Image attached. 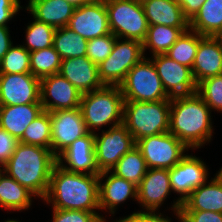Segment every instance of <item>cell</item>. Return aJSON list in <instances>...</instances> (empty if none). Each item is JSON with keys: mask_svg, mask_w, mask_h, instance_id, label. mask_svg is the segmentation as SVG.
<instances>
[{"mask_svg": "<svg viewBox=\"0 0 222 222\" xmlns=\"http://www.w3.org/2000/svg\"><path fill=\"white\" fill-rule=\"evenodd\" d=\"M189 28H175L165 25H152L147 30L145 40L142 42L143 53L146 49L152 50V56L165 54Z\"/></svg>", "mask_w": 222, "mask_h": 222, "instance_id": "obj_28", "label": "cell"}, {"mask_svg": "<svg viewBox=\"0 0 222 222\" xmlns=\"http://www.w3.org/2000/svg\"><path fill=\"white\" fill-rule=\"evenodd\" d=\"M211 119V109L197 93L171 98L169 132L189 149L211 141Z\"/></svg>", "mask_w": 222, "mask_h": 222, "instance_id": "obj_2", "label": "cell"}, {"mask_svg": "<svg viewBox=\"0 0 222 222\" xmlns=\"http://www.w3.org/2000/svg\"><path fill=\"white\" fill-rule=\"evenodd\" d=\"M115 222H123V221H122L121 219H119V220H117V219H116V221H115Z\"/></svg>", "mask_w": 222, "mask_h": 222, "instance_id": "obj_51", "label": "cell"}, {"mask_svg": "<svg viewBox=\"0 0 222 222\" xmlns=\"http://www.w3.org/2000/svg\"><path fill=\"white\" fill-rule=\"evenodd\" d=\"M197 94L210 109L222 111V74L209 77L197 85Z\"/></svg>", "mask_w": 222, "mask_h": 222, "instance_id": "obj_36", "label": "cell"}, {"mask_svg": "<svg viewBox=\"0 0 222 222\" xmlns=\"http://www.w3.org/2000/svg\"><path fill=\"white\" fill-rule=\"evenodd\" d=\"M147 170L146 161L139 148L135 146L116 163L111 172L138 186Z\"/></svg>", "mask_w": 222, "mask_h": 222, "instance_id": "obj_30", "label": "cell"}, {"mask_svg": "<svg viewBox=\"0 0 222 222\" xmlns=\"http://www.w3.org/2000/svg\"><path fill=\"white\" fill-rule=\"evenodd\" d=\"M51 132L50 113L43 111L26 128L19 142L28 145H37L51 150Z\"/></svg>", "mask_w": 222, "mask_h": 222, "instance_id": "obj_33", "label": "cell"}, {"mask_svg": "<svg viewBox=\"0 0 222 222\" xmlns=\"http://www.w3.org/2000/svg\"><path fill=\"white\" fill-rule=\"evenodd\" d=\"M110 174V175H108ZM105 177L107 179H105ZM105 182L102 183V180ZM137 185L118 177L111 171H103L99 174V207L100 210L108 209L111 214H115V209L119 204L128 198L137 200Z\"/></svg>", "mask_w": 222, "mask_h": 222, "instance_id": "obj_20", "label": "cell"}, {"mask_svg": "<svg viewBox=\"0 0 222 222\" xmlns=\"http://www.w3.org/2000/svg\"><path fill=\"white\" fill-rule=\"evenodd\" d=\"M59 74L82 94L98 90L104 86L98 76V65L87 56L63 59Z\"/></svg>", "mask_w": 222, "mask_h": 222, "instance_id": "obj_19", "label": "cell"}, {"mask_svg": "<svg viewBox=\"0 0 222 222\" xmlns=\"http://www.w3.org/2000/svg\"><path fill=\"white\" fill-rule=\"evenodd\" d=\"M53 209L83 210L97 213L99 207V175L70 172L55 164L43 199Z\"/></svg>", "mask_w": 222, "mask_h": 222, "instance_id": "obj_1", "label": "cell"}, {"mask_svg": "<svg viewBox=\"0 0 222 222\" xmlns=\"http://www.w3.org/2000/svg\"><path fill=\"white\" fill-rule=\"evenodd\" d=\"M193 190L183 201L180 211H209L222 213V182L215 176Z\"/></svg>", "mask_w": 222, "mask_h": 222, "instance_id": "obj_23", "label": "cell"}, {"mask_svg": "<svg viewBox=\"0 0 222 222\" xmlns=\"http://www.w3.org/2000/svg\"><path fill=\"white\" fill-rule=\"evenodd\" d=\"M149 26L165 25L189 28V21L175 0H147L142 3Z\"/></svg>", "mask_w": 222, "mask_h": 222, "instance_id": "obj_22", "label": "cell"}, {"mask_svg": "<svg viewBox=\"0 0 222 222\" xmlns=\"http://www.w3.org/2000/svg\"><path fill=\"white\" fill-rule=\"evenodd\" d=\"M19 140L9 134L7 131L0 129V169L8 162L13 155Z\"/></svg>", "mask_w": 222, "mask_h": 222, "instance_id": "obj_39", "label": "cell"}, {"mask_svg": "<svg viewBox=\"0 0 222 222\" xmlns=\"http://www.w3.org/2000/svg\"><path fill=\"white\" fill-rule=\"evenodd\" d=\"M124 101L153 102L171 100L162 85L153 62L145 57L137 63L119 85Z\"/></svg>", "mask_w": 222, "mask_h": 222, "instance_id": "obj_7", "label": "cell"}, {"mask_svg": "<svg viewBox=\"0 0 222 222\" xmlns=\"http://www.w3.org/2000/svg\"><path fill=\"white\" fill-rule=\"evenodd\" d=\"M123 222H171V218H166L161 213L155 211H137L126 217L120 218Z\"/></svg>", "mask_w": 222, "mask_h": 222, "instance_id": "obj_41", "label": "cell"}, {"mask_svg": "<svg viewBox=\"0 0 222 222\" xmlns=\"http://www.w3.org/2000/svg\"><path fill=\"white\" fill-rule=\"evenodd\" d=\"M81 97L82 93L59 73L40 80V103L44 111L80 108Z\"/></svg>", "mask_w": 222, "mask_h": 222, "instance_id": "obj_14", "label": "cell"}, {"mask_svg": "<svg viewBox=\"0 0 222 222\" xmlns=\"http://www.w3.org/2000/svg\"><path fill=\"white\" fill-rule=\"evenodd\" d=\"M42 104H24L0 107L1 129L7 131L18 140L23 136L26 128L42 112Z\"/></svg>", "mask_w": 222, "mask_h": 222, "instance_id": "obj_24", "label": "cell"}, {"mask_svg": "<svg viewBox=\"0 0 222 222\" xmlns=\"http://www.w3.org/2000/svg\"><path fill=\"white\" fill-rule=\"evenodd\" d=\"M35 196L24 186L0 169V207L6 210L22 211L31 207Z\"/></svg>", "mask_w": 222, "mask_h": 222, "instance_id": "obj_26", "label": "cell"}, {"mask_svg": "<svg viewBox=\"0 0 222 222\" xmlns=\"http://www.w3.org/2000/svg\"><path fill=\"white\" fill-rule=\"evenodd\" d=\"M57 164L67 171L99 175L94 151V133L76 139L57 157ZM68 165H65V163Z\"/></svg>", "mask_w": 222, "mask_h": 222, "instance_id": "obj_17", "label": "cell"}, {"mask_svg": "<svg viewBox=\"0 0 222 222\" xmlns=\"http://www.w3.org/2000/svg\"><path fill=\"white\" fill-rule=\"evenodd\" d=\"M116 39L117 37L110 33L88 40L86 56L99 65L111 54Z\"/></svg>", "mask_w": 222, "mask_h": 222, "instance_id": "obj_37", "label": "cell"}, {"mask_svg": "<svg viewBox=\"0 0 222 222\" xmlns=\"http://www.w3.org/2000/svg\"><path fill=\"white\" fill-rule=\"evenodd\" d=\"M33 22L27 26L26 43L22 46L29 52L41 50L53 46V38L56 28L33 18Z\"/></svg>", "mask_w": 222, "mask_h": 222, "instance_id": "obj_34", "label": "cell"}, {"mask_svg": "<svg viewBox=\"0 0 222 222\" xmlns=\"http://www.w3.org/2000/svg\"><path fill=\"white\" fill-rule=\"evenodd\" d=\"M9 27L0 26V60L8 52V50L13 46L9 35Z\"/></svg>", "mask_w": 222, "mask_h": 222, "instance_id": "obj_44", "label": "cell"}, {"mask_svg": "<svg viewBox=\"0 0 222 222\" xmlns=\"http://www.w3.org/2000/svg\"><path fill=\"white\" fill-rule=\"evenodd\" d=\"M208 175L206 164L195 155H186L178 164L169 169L172 191L180 194L179 199L177 198L171 207L177 217L180 216L183 201L193 190L208 180Z\"/></svg>", "mask_w": 222, "mask_h": 222, "instance_id": "obj_11", "label": "cell"}, {"mask_svg": "<svg viewBox=\"0 0 222 222\" xmlns=\"http://www.w3.org/2000/svg\"><path fill=\"white\" fill-rule=\"evenodd\" d=\"M187 222H222V213L209 211H180Z\"/></svg>", "mask_w": 222, "mask_h": 222, "instance_id": "obj_40", "label": "cell"}, {"mask_svg": "<svg viewBox=\"0 0 222 222\" xmlns=\"http://www.w3.org/2000/svg\"><path fill=\"white\" fill-rule=\"evenodd\" d=\"M171 100L124 101L123 125L134 140L169 132Z\"/></svg>", "mask_w": 222, "mask_h": 222, "instance_id": "obj_5", "label": "cell"}, {"mask_svg": "<svg viewBox=\"0 0 222 222\" xmlns=\"http://www.w3.org/2000/svg\"><path fill=\"white\" fill-rule=\"evenodd\" d=\"M178 219H179L180 222H187L181 215L178 216Z\"/></svg>", "mask_w": 222, "mask_h": 222, "instance_id": "obj_48", "label": "cell"}, {"mask_svg": "<svg viewBox=\"0 0 222 222\" xmlns=\"http://www.w3.org/2000/svg\"><path fill=\"white\" fill-rule=\"evenodd\" d=\"M56 163L57 158L50 149L19 142L1 170L43 200Z\"/></svg>", "mask_w": 222, "mask_h": 222, "instance_id": "obj_3", "label": "cell"}, {"mask_svg": "<svg viewBox=\"0 0 222 222\" xmlns=\"http://www.w3.org/2000/svg\"><path fill=\"white\" fill-rule=\"evenodd\" d=\"M52 222H106L99 213L83 210L53 209Z\"/></svg>", "mask_w": 222, "mask_h": 222, "instance_id": "obj_38", "label": "cell"}, {"mask_svg": "<svg viewBox=\"0 0 222 222\" xmlns=\"http://www.w3.org/2000/svg\"><path fill=\"white\" fill-rule=\"evenodd\" d=\"M111 33L120 39L143 42L149 28L141 3L134 0H104Z\"/></svg>", "mask_w": 222, "mask_h": 222, "instance_id": "obj_6", "label": "cell"}, {"mask_svg": "<svg viewBox=\"0 0 222 222\" xmlns=\"http://www.w3.org/2000/svg\"><path fill=\"white\" fill-rule=\"evenodd\" d=\"M123 104L120 86L104 85L82 94L80 109L88 131L96 133L95 129L100 130L103 125L115 127L123 124Z\"/></svg>", "mask_w": 222, "mask_h": 222, "instance_id": "obj_4", "label": "cell"}, {"mask_svg": "<svg viewBox=\"0 0 222 222\" xmlns=\"http://www.w3.org/2000/svg\"><path fill=\"white\" fill-rule=\"evenodd\" d=\"M62 58L53 46L30 52L31 74L42 79L53 74H58Z\"/></svg>", "mask_w": 222, "mask_h": 222, "instance_id": "obj_32", "label": "cell"}, {"mask_svg": "<svg viewBox=\"0 0 222 222\" xmlns=\"http://www.w3.org/2000/svg\"><path fill=\"white\" fill-rule=\"evenodd\" d=\"M1 106L40 103V79L31 73L0 74Z\"/></svg>", "mask_w": 222, "mask_h": 222, "instance_id": "obj_15", "label": "cell"}, {"mask_svg": "<svg viewBox=\"0 0 222 222\" xmlns=\"http://www.w3.org/2000/svg\"><path fill=\"white\" fill-rule=\"evenodd\" d=\"M152 57L149 59L153 62L164 90L170 98L197 93V84L191 68L177 63L165 54Z\"/></svg>", "mask_w": 222, "mask_h": 222, "instance_id": "obj_12", "label": "cell"}, {"mask_svg": "<svg viewBox=\"0 0 222 222\" xmlns=\"http://www.w3.org/2000/svg\"><path fill=\"white\" fill-rule=\"evenodd\" d=\"M136 146L132 134L120 124L102 130V134L94 133V151L99 172L111 171L116 163Z\"/></svg>", "mask_w": 222, "mask_h": 222, "instance_id": "obj_10", "label": "cell"}, {"mask_svg": "<svg viewBox=\"0 0 222 222\" xmlns=\"http://www.w3.org/2000/svg\"><path fill=\"white\" fill-rule=\"evenodd\" d=\"M148 169H171L187 154L188 147L170 132L144 137L136 142Z\"/></svg>", "mask_w": 222, "mask_h": 222, "instance_id": "obj_9", "label": "cell"}, {"mask_svg": "<svg viewBox=\"0 0 222 222\" xmlns=\"http://www.w3.org/2000/svg\"><path fill=\"white\" fill-rule=\"evenodd\" d=\"M144 57L142 42L117 38L111 54L98 65L100 81L103 85L119 86Z\"/></svg>", "mask_w": 222, "mask_h": 222, "instance_id": "obj_8", "label": "cell"}, {"mask_svg": "<svg viewBox=\"0 0 222 222\" xmlns=\"http://www.w3.org/2000/svg\"><path fill=\"white\" fill-rule=\"evenodd\" d=\"M218 173H216V177L222 182V167L219 169Z\"/></svg>", "mask_w": 222, "mask_h": 222, "instance_id": "obj_46", "label": "cell"}, {"mask_svg": "<svg viewBox=\"0 0 222 222\" xmlns=\"http://www.w3.org/2000/svg\"><path fill=\"white\" fill-rule=\"evenodd\" d=\"M196 84L222 74V39L205 36L200 42L192 66Z\"/></svg>", "mask_w": 222, "mask_h": 222, "instance_id": "obj_21", "label": "cell"}, {"mask_svg": "<svg viewBox=\"0 0 222 222\" xmlns=\"http://www.w3.org/2000/svg\"><path fill=\"white\" fill-rule=\"evenodd\" d=\"M74 9L65 0H29L26 7L33 18L55 28L67 26Z\"/></svg>", "mask_w": 222, "mask_h": 222, "instance_id": "obj_25", "label": "cell"}, {"mask_svg": "<svg viewBox=\"0 0 222 222\" xmlns=\"http://www.w3.org/2000/svg\"><path fill=\"white\" fill-rule=\"evenodd\" d=\"M214 37L222 39V28Z\"/></svg>", "mask_w": 222, "mask_h": 222, "instance_id": "obj_47", "label": "cell"}, {"mask_svg": "<svg viewBox=\"0 0 222 222\" xmlns=\"http://www.w3.org/2000/svg\"><path fill=\"white\" fill-rule=\"evenodd\" d=\"M22 9L19 0H0V26H7L17 12Z\"/></svg>", "mask_w": 222, "mask_h": 222, "instance_id": "obj_42", "label": "cell"}, {"mask_svg": "<svg viewBox=\"0 0 222 222\" xmlns=\"http://www.w3.org/2000/svg\"><path fill=\"white\" fill-rule=\"evenodd\" d=\"M65 1L71 4L73 7L78 8L83 5L91 4L96 0H65Z\"/></svg>", "mask_w": 222, "mask_h": 222, "instance_id": "obj_45", "label": "cell"}, {"mask_svg": "<svg viewBox=\"0 0 222 222\" xmlns=\"http://www.w3.org/2000/svg\"><path fill=\"white\" fill-rule=\"evenodd\" d=\"M137 188V201L143 211L156 212L172 191L169 169H148Z\"/></svg>", "mask_w": 222, "mask_h": 222, "instance_id": "obj_18", "label": "cell"}, {"mask_svg": "<svg viewBox=\"0 0 222 222\" xmlns=\"http://www.w3.org/2000/svg\"><path fill=\"white\" fill-rule=\"evenodd\" d=\"M134 1H136V2H138V3H143V2H145V1H147V0H134Z\"/></svg>", "mask_w": 222, "mask_h": 222, "instance_id": "obj_50", "label": "cell"}, {"mask_svg": "<svg viewBox=\"0 0 222 222\" xmlns=\"http://www.w3.org/2000/svg\"><path fill=\"white\" fill-rule=\"evenodd\" d=\"M204 37L205 36L189 29V31L183 32L165 55L177 63L192 69L199 42Z\"/></svg>", "mask_w": 222, "mask_h": 222, "instance_id": "obj_31", "label": "cell"}, {"mask_svg": "<svg viewBox=\"0 0 222 222\" xmlns=\"http://www.w3.org/2000/svg\"><path fill=\"white\" fill-rule=\"evenodd\" d=\"M88 40L76 34L69 27L56 28L53 38V48L63 59L86 56Z\"/></svg>", "mask_w": 222, "mask_h": 222, "instance_id": "obj_29", "label": "cell"}, {"mask_svg": "<svg viewBox=\"0 0 222 222\" xmlns=\"http://www.w3.org/2000/svg\"><path fill=\"white\" fill-rule=\"evenodd\" d=\"M222 28V0H206L189 22V29L202 36L214 37Z\"/></svg>", "mask_w": 222, "mask_h": 222, "instance_id": "obj_27", "label": "cell"}, {"mask_svg": "<svg viewBox=\"0 0 222 222\" xmlns=\"http://www.w3.org/2000/svg\"><path fill=\"white\" fill-rule=\"evenodd\" d=\"M5 222H20V221H19V220H16V219H15V220H14V219H9V220H7V221L5 220Z\"/></svg>", "mask_w": 222, "mask_h": 222, "instance_id": "obj_49", "label": "cell"}, {"mask_svg": "<svg viewBox=\"0 0 222 222\" xmlns=\"http://www.w3.org/2000/svg\"><path fill=\"white\" fill-rule=\"evenodd\" d=\"M182 8L183 15L190 22L206 0H175Z\"/></svg>", "mask_w": 222, "mask_h": 222, "instance_id": "obj_43", "label": "cell"}, {"mask_svg": "<svg viewBox=\"0 0 222 222\" xmlns=\"http://www.w3.org/2000/svg\"><path fill=\"white\" fill-rule=\"evenodd\" d=\"M86 40L110 34L108 12L104 0H96L74 9L67 25Z\"/></svg>", "mask_w": 222, "mask_h": 222, "instance_id": "obj_16", "label": "cell"}, {"mask_svg": "<svg viewBox=\"0 0 222 222\" xmlns=\"http://www.w3.org/2000/svg\"><path fill=\"white\" fill-rule=\"evenodd\" d=\"M50 113L51 151L57 157L76 139L89 133L80 108L57 110Z\"/></svg>", "mask_w": 222, "mask_h": 222, "instance_id": "obj_13", "label": "cell"}, {"mask_svg": "<svg viewBox=\"0 0 222 222\" xmlns=\"http://www.w3.org/2000/svg\"><path fill=\"white\" fill-rule=\"evenodd\" d=\"M31 73L30 52L22 45L12 46L0 60V74Z\"/></svg>", "mask_w": 222, "mask_h": 222, "instance_id": "obj_35", "label": "cell"}]
</instances>
